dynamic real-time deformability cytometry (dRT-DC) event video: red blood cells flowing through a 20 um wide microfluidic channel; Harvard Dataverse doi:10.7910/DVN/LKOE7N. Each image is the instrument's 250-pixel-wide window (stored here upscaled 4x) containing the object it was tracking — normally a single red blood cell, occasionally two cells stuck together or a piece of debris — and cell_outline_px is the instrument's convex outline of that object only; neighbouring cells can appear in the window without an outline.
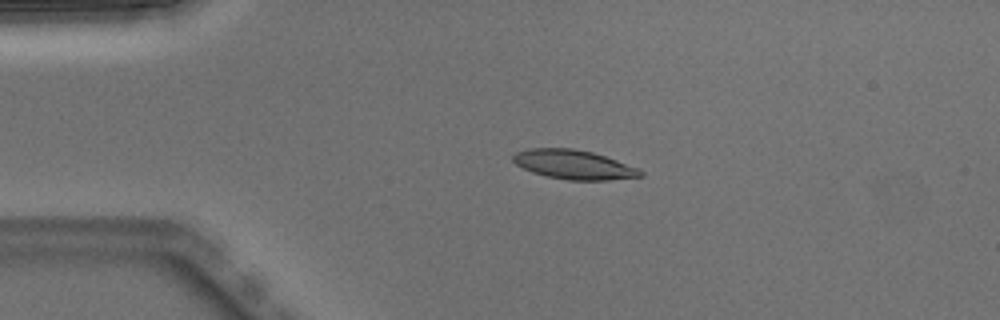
{"species": "Egyptian fruit bat (a non-hibernating species)", "species_latin": "Rousettus aegyptiacus", "temperature_condition": "warm", "stored_images_in_passage": 4, "camera_frame_rate_fps": 3000, "um_per_image_px": 0.085, "animal": {"sex": "male"}, "frame": {"image": 1, "passage_image": 3, "time_ms": 0.667, "image_size_px": [1000, 320], "cell_outline_px": [[644, 176], [608, 180], [568, 180], [544, 176], [532, 172], [516, 164], [512, 160], [512, 156], [516, 152], [528, 148], [572, 148], [592, 152], [616, 160], [636, 168], [644, 172]], "centroid_in_image_um": [48.74, 13.99], "position_along_channel_um": 36.3, "area_um2": 21.62}}